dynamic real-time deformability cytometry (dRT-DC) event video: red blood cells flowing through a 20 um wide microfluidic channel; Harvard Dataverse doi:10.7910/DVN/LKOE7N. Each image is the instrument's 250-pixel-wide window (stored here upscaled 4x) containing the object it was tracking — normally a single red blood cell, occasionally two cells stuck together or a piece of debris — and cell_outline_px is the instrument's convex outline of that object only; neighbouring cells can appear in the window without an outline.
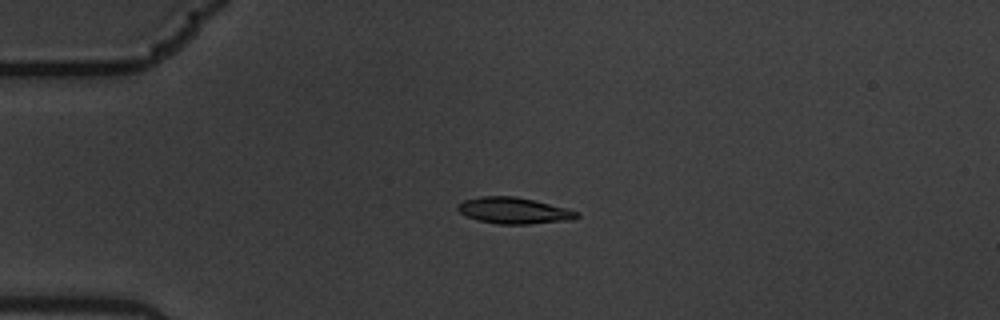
{"species": "common noctule bat (a hibernating species)", "species_latin": "Nyctalus noctula", "temperature_condition": "warm", "stored_images_in_passage": 7, "camera_frame_rate_fps": 3000, "um_per_image_px": 0.085, "animal": {"sex": "male", "body_mass_g": 19.5, "forearm_length_mm": 54.6}, "frame": {"image": 1, "passage_image": 4, "time_ms": 1.0, "image_size_px": [1000, 320], "cell_outline_px": [[580, 216], [572, 220], [528, 224], [500, 224], [476, 220], [460, 212], [456, 208], [456, 204], [464, 200], [480, 196], [516, 196], [568, 208], [580, 212]], "centroid_in_image_um": [43.7, 17.89], "position_along_channel_um": 41.3, "area_um2": 18.38}}
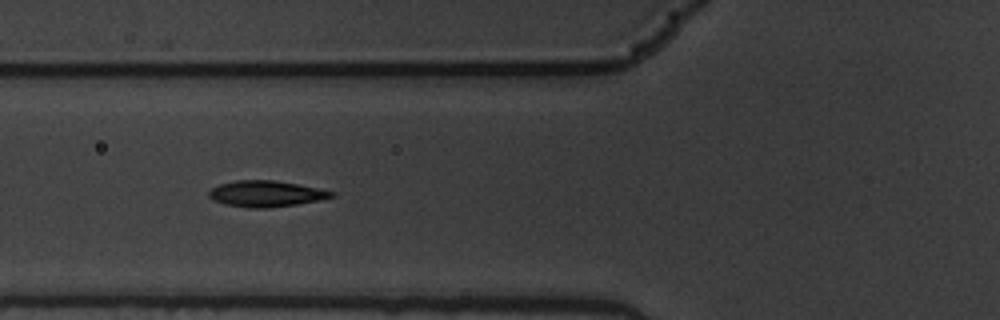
{"frame": {"image": 2, "passage_image": 6, "time_ms": 1.667, "image_size_px": [1000, 320], "cell_outline_px": [[336, 196], [296, 204], [268, 208], [252, 208], [224, 204], [212, 200], [208, 196], [208, 192], [212, 188], [220, 184], [236, 180], [276, 180], [336, 192]], "centroid_in_image_um": [22.57, 16.46], "position_along_channel_um": 103.2, "area_um2": 18.5}}
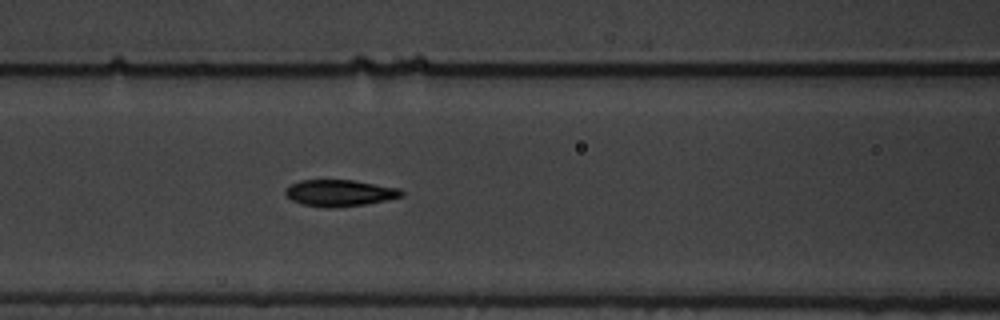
{"frame": {"image": 3, "passage_image": 7, "time_ms": 2.0, "image_size_px": [1000, 320], "cell_outline_px": [[404, 196], [364, 204], [332, 208], [324, 208], [300, 204], [292, 200], [284, 192], [284, 188], [300, 180], [352, 180], [400, 188], [404, 192]], "centroid_in_image_um": [28.85, 16.4], "position_along_channel_um": 137.8, "area_um2": 17.98}}